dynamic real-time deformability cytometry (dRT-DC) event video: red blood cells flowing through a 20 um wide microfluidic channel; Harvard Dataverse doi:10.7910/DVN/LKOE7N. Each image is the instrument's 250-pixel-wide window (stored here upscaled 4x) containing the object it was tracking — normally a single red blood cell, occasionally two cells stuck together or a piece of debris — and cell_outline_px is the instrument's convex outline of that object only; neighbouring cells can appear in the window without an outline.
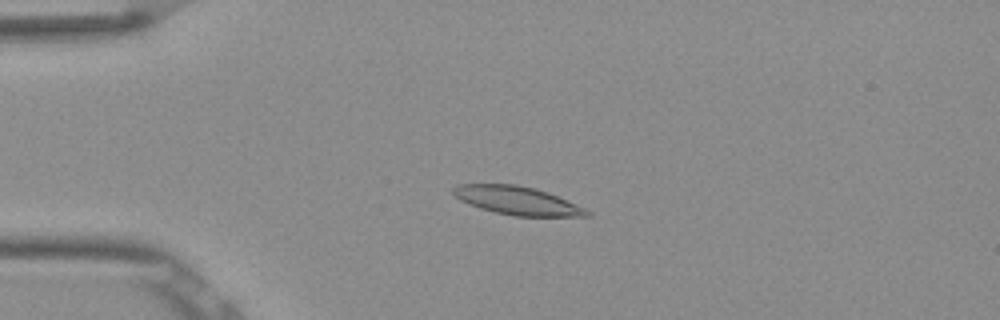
{"species": "Egyptian fruit bat (a non-hibernating species)", "species_latin": "Rousettus aegyptiacus", "temperature_condition": "room temperature", "stored_images_in_passage": 53, "camera_frame_rate_fps": 3000, "um_per_image_px": 0.085, "frame": {"image": 1, "passage_image": 13, "time_ms": 4.0, "image_size_px": [1000, 320], "cell_outline_px": [[592, 216], [516, 216], [496, 212], [480, 208], [468, 204], [460, 200], [452, 192], [452, 188], [456, 184], [516, 184], [536, 188], [548, 192], [584, 208], [592, 212]], "centroid_in_image_um": [43.95, 17.04], "position_along_channel_um": 41.0, "area_um2": 22.02}}
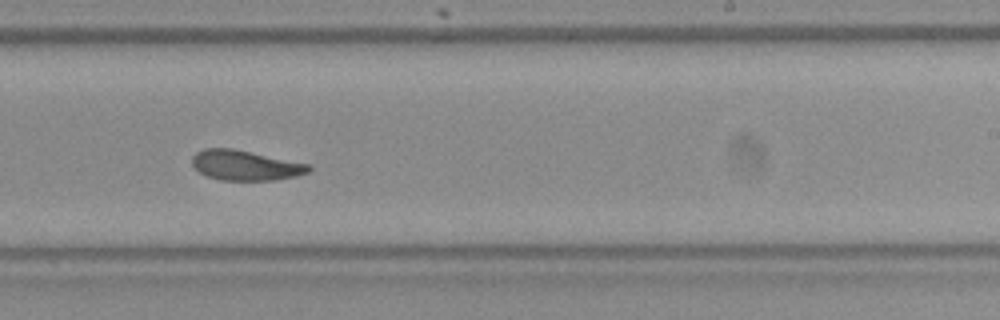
{"frame": {"image": 2, "passage_image": 33, "time_ms": 10.667, "image_size_px": [1000, 320], "cell_outline_px": [[312, 168], [308, 172], [296, 176], [272, 180], [220, 180], [208, 176], [200, 172], [192, 164], [192, 156], [196, 152], [204, 148], [232, 148], [312, 164]], "centroid_in_image_um": [20.88, 14.04], "position_along_channel_um": 268.1, "area_um2": 20.46}}
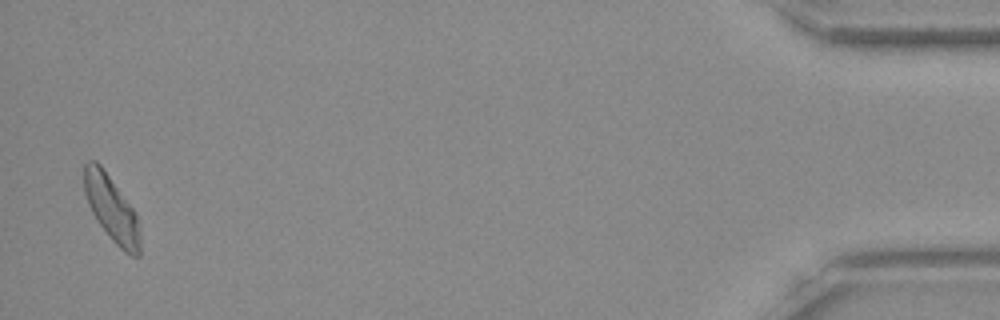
{"frame": {"image": 3, "passage_image": 52, "time_ms": 17.0, "image_size_px": [1000, 320], "cell_outline_px": [[140, 256], [132, 256], [124, 252], [112, 240], [96, 220], [88, 204], [84, 192], [84, 164], [88, 160], [96, 160], [100, 164], [136, 212], [140, 228]], "centroid_in_image_um": [9.49, 17.74], "position_along_channel_um": 425.7, "area_um2": 21.5}, "authors_computed_cell_mechanics": {"area_um2": 21.2704, "velocity_mm_per_s": 3.8439, "shape_relaxation_time_tau1_ms": 4.0323, "shape_relaxation_time_tau2_ms": 2.2353, "deformation_change_tau1": 0.1537, "deformation_change_tau2": 0.0913}}